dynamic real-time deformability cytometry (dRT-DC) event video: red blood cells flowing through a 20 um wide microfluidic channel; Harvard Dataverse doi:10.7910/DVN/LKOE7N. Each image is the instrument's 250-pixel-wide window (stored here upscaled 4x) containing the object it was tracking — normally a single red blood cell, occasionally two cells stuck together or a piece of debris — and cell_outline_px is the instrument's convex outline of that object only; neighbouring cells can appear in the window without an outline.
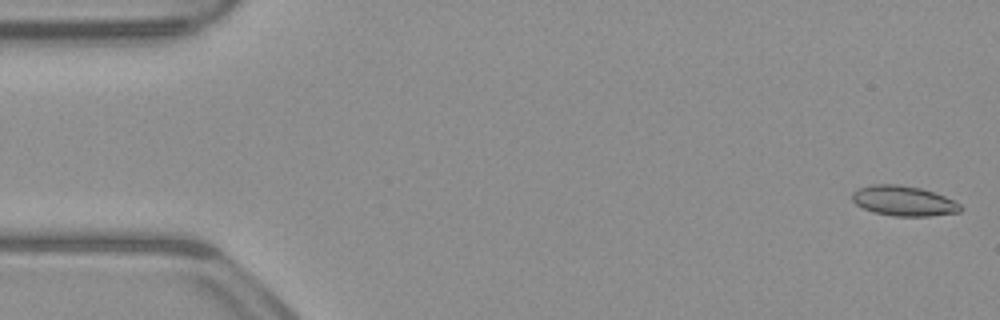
{"species": "common noctule bat (a hibernating species)", "species_latin": "Nyctalus noctula", "temperature_condition": "warm", "stored_images_in_passage": 52, "camera_frame_rate_fps": 3000, "um_per_image_px": 0.085, "animal": {"sex": "male", "body_mass_g": 23.1, "forearm_length_mm": 52.7}, "frame": {"image": 1, "passage_image": 1, "time_ms": 0.0, "image_size_px": [1000, 320], "cell_outline_px": [[964, 208], [960, 212], [932, 216], [892, 216], [872, 212], [856, 204], [852, 200], [852, 192], [860, 188], [872, 184], [896, 184], [920, 188], [944, 196], [960, 204]], "centroid_in_image_um": [76.81, 17.09], "position_along_channel_um": 8.2, "area_um2": 18.96}}
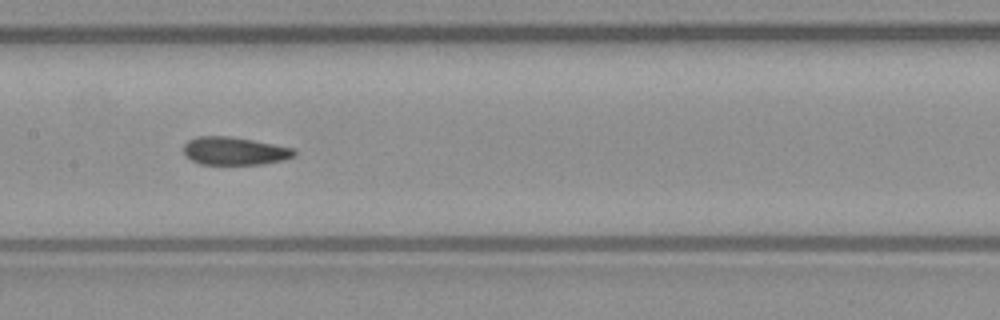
{"frame": {"image": 2, "passage_image": 25, "time_ms": 8.0, "image_size_px": [1000, 320], "cell_outline_px": [[296, 156], [284, 160], [264, 164], [200, 164], [192, 160], [184, 152], [184, 144], [188, 140], [196, 136], [228, 136], [252, 140], [296, 148]], "centroid_in_image_um": [19.98, 12.83], "position_along_channel_um": 187.4, "area_um2": 18.09}}
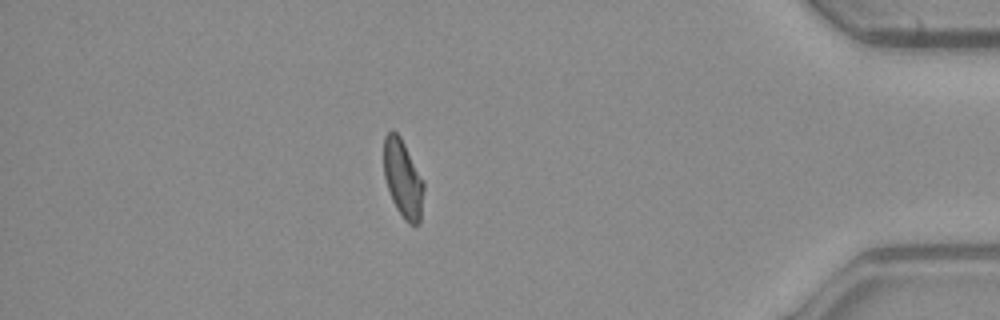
{"frame": {"image": 3, "passage_image": 45, "time_ms": 14.667, "image_size_px": [1000, 320], "cell_outline_px": [[424, 188], [420, 224], [408, 224], [404, 220], [396, 208], [392, 200], [384, 176], [384, 136], [392, 128], [400, 136], [424, 180]], "centroid_in_image_um": [34.26, 15.19], "position_along_channel_um": 400.9, "area_um2": 18.26}, "authors_computed_cell_mechanics": {"area_um2": 18.7272, "velocity_mm_per_s": 3.9149, "shape_relaxation_time_tau1_ms": null, "shape_relaxation_time_tau2_ms": 1.3601, "deformation_change_tau1": null, "deformation_change_tau2": 0.0647}}